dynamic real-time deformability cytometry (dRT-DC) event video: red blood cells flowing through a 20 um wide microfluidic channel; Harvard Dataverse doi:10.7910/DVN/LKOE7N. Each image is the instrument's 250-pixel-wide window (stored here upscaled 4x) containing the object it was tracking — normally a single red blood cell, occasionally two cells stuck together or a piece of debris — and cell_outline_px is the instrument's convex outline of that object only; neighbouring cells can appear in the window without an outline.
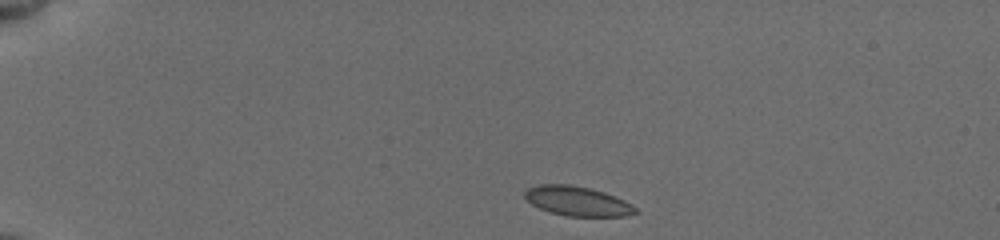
{"species": "common noctule bat (a hibernating species)", "species_latin": "Nyctalus noctula", "temperature_condition": "cold", "stored_images_in_passage": 41, "camera_frame_rate_fps": 3000, "um_per_image_px": 0.085, "animal": {"sex": "female", "body_mass_g": 19.5, "forearm_length_mm": 54.1}, "frame": {"image": 1, "passage_image": 1, "time_ms": 0.0, "image_size_px": [1000, 240], "cell_outline_px": [[640, 212], [624, 216], [568, 216], [548, 212], [532, 204], [524, 196], [524, 192], [528, 188], [540, 184], [568, 184], [588, 188], [604, 192], [616, 196], [632, 204]], "centroid_in_image_um": [49.09, 17.1], "position_along_channel_um": 35.9, "area_um2": 19.02}}
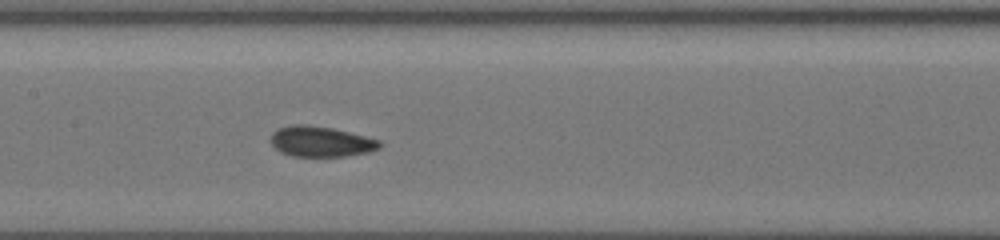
{"frame": {"image": 2, "passage_image": 19, "time_ms": 5.667, "image_size_px": [1000, 240], "cell_outline_px": [[384, 144], [380, 148], [368, 152], [344, 156], [292, 156], [280, 152], [272, 144], [272, 132], [276, 128], [292, 124], [308, 124], [332, 128], [380, 140]], "centroid_in_image_um": [27.27, 12.02], "position_along_channel_um": 180.1, "area_um2": 19.36}}
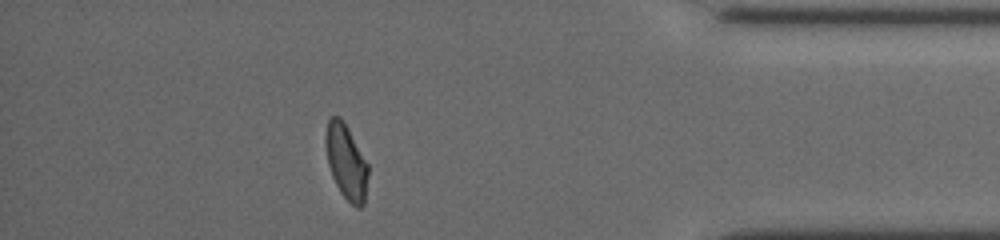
{"frame": {"image": 3, "passage_image": 36, "time_ms": 12.333, "image_size_px": [1000, 240], "cell_outline_px": [[368, 176], [364, 204], [360, 208], [356, 208], [340, 192], [332, 176], [328, 164], [324, 140], [324, 136], [328, 120], [332, 116], [340, 116], [348, 128], [368, 164]], "centroid_in_image_um": [29.42, 13.74], "position_along_channel_um": 405.8, "area_um2": 18.55}}